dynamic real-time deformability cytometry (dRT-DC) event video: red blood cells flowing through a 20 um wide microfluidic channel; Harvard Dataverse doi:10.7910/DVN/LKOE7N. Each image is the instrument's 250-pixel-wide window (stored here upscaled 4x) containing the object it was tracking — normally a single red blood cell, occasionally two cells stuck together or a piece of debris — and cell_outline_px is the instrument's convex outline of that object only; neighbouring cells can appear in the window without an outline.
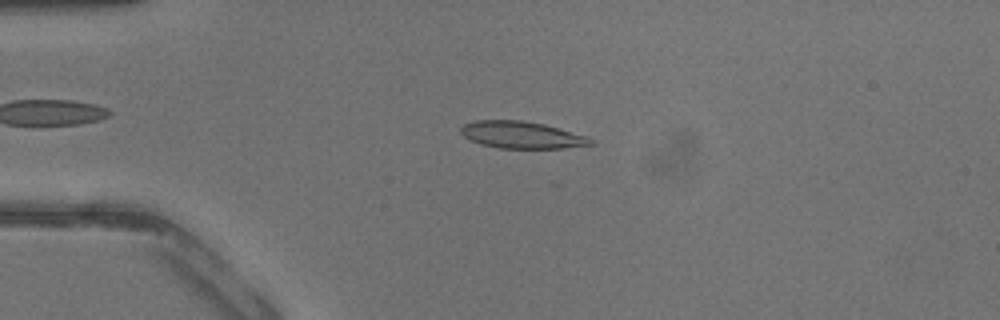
{"species": "common noctule bat (a hibernating species)", "species_latin": "Nyctalus noctula", "temperature_condition": "warm", "stored_images_in_passage": 33, "camera_frame_rate_fps": 3000, "um_per_image_px": 0.085, "animal": {"sex": "male", "body_mass_g": 13.3}, "frame": {"image": 1, "passage_image": 9, "time_ms": 2.667, "image_size_px": [1000, 320], "cell_outline_px": [[596, 144], [560, 148], [500, 148], [480, 144], [464, 136], [460, 132], [460, 128], [464, 124], [476, 120], [520, 120], [544, 124], [588, 136]], "centroid_in_image_um": [44.35, 11.46], "position_along_channel_um": 40.7, "area_um2": 20.35}}
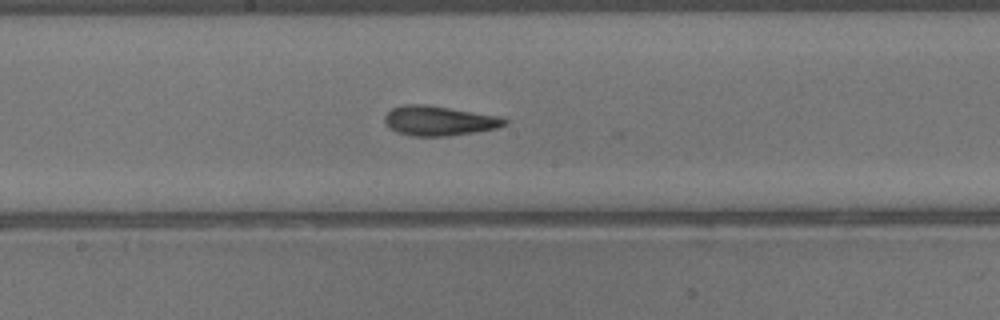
{"frame": {"image": 2, "passage_image": 21, "time_ms": 6.667, "image_size_px": [1000, 320], "cell_outline_px": [[508, 124], [496, 128], [476, 132], [448, 136], [412, 136], [396, 132], [388, 128], [384, 120], [384, 116], [392, 108], [404, 104], [424, 104], [452, 108], [500, 116], [508, 120]], "centroid_in_image_um": [37.31, 10.26], "position_along_channel_um": 210.9, "area_um2": 20.98}}
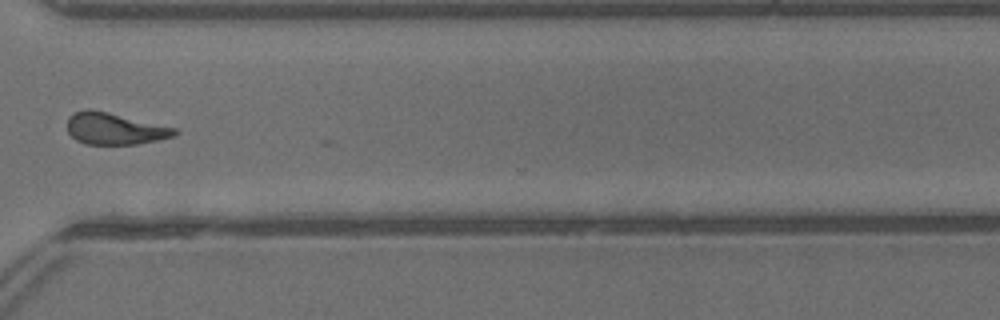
{"frame": {"image": 3, "passage_image": 30, "time_ms": 9.667, "image_size_px": [1000, 320], "cell_outline_px": [[180, 132], [172, 136], [156, 140], [136, 144], [84, 144], [76, 140], [68, 132], [68, 116], [72, 112], [84, 108], [88, 108], [108, 112], [176, 128]], "centroid_in_image_um": [9.7, 10.92], "position_along_channel_um": 360.9, "area_um2": 19.83}}